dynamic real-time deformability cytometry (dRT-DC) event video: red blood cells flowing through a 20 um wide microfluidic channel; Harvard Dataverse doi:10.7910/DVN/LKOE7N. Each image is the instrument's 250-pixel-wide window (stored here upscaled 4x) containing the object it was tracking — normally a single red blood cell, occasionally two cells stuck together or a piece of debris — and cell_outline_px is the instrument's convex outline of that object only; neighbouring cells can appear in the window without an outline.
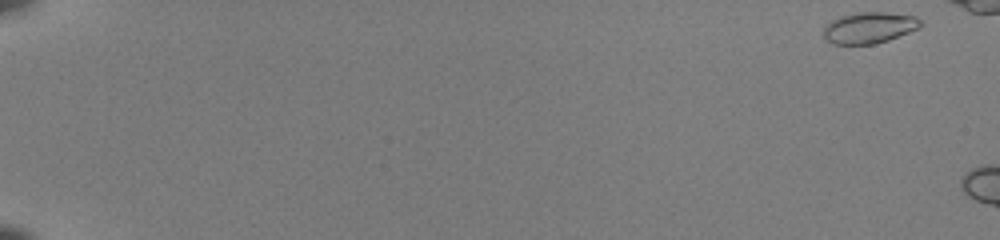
{"species": "common noctule bat (a hibernating species)", "species_latin": "Nyctalus noctula", "temperature_condition": "room temperature", "stored_images_in_passage": 5, "camera_frame_rate_fps": 3000, "um_per_image_px": 0.085, "animal": {"sex": "female", "body_mass_g": 22.0, "forearm_length_mm": 56.7}, "frame": {"image": 1, "passage_image": 1, "time_ms": 0.0, "image_size_px": [1000, 240], "cell_outline_px": [[924, 24], [920, 28], [888, 40], [872, 44], [832, 44], [824, 40], [824, 28], [832, 20], [840, 16], [860, 12], [884, 12], [916, 16]], "centroid_in_image_um": [73.9, 2.36], "position_along_channel_um": 11.1, "area_um2": 17.69}}